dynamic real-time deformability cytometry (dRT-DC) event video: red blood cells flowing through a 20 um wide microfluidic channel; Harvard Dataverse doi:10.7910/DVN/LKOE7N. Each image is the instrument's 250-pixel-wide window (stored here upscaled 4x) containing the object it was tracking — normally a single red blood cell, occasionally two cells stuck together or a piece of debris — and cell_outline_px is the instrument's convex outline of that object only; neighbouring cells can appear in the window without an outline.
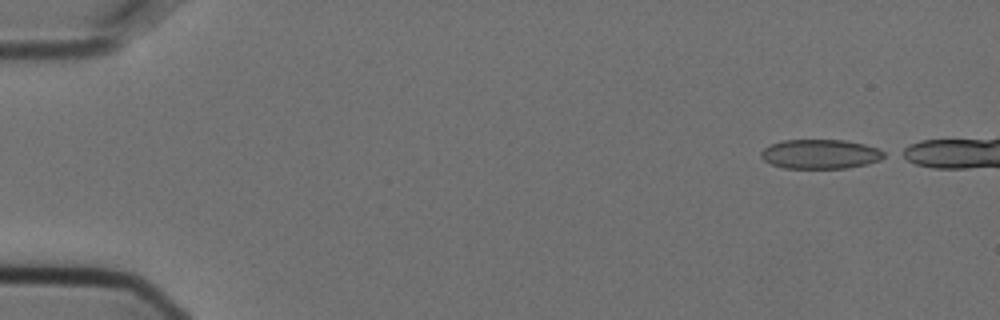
{"species": "Egyptian fruit bat (a non-hibernating species)", "species_latin": "Rousettus aegyptiacus", "temperature_condition": "cold", "stored_images_in_passage": 45, "camera_frame_rate_fps": 3000, "um_per_image_px": 0.085, "animal": {"sex": "female"}, "frame": {"image": 1, "passage_image": 1, "time_ms": 0.0, "image_size_px": [1000, 320], "cell_outline_px": [[888, 156], [880, 160], [868, 164], [848, 168], [784, 168], [772, 164], [764, 160], [760, 156], [760, 152], [764, 148], [772, 144], [784, 140], [844, 140], [864, 144], [876, 148], [884, 152]], "centroid_in_image_um": [69.75, 13.1], "position_along_channel_um": 15.2, "area_um2": 21.1}}
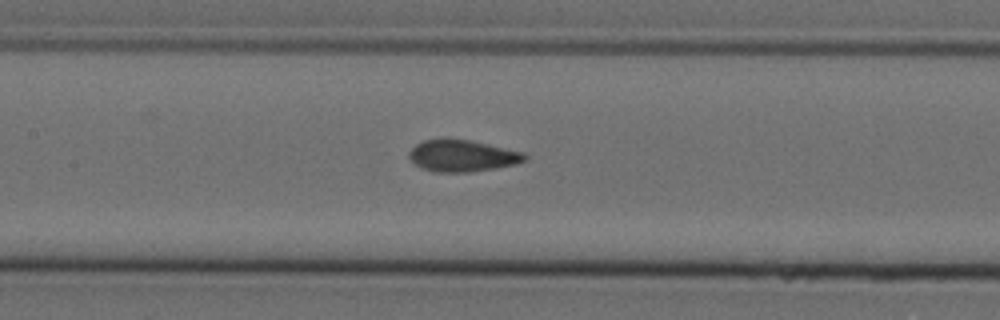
{"frame": {"image": 2, "passage_image": 23, "time_ms": 7.333, "image_size_px": [1000, 320], "cell_outline_px": [[528, 160], [516, 164], [496, 168], [468, 172], [436, 172], [420, 168], [408, 156], [408, 152], [416, 144], [424, 140], [468, 140], [524, 152], [528, 156]], "centroid_in_image_um": [39.32, 13.26], "position_along_channel_um": 168.1, "area_um2": 21.1}}
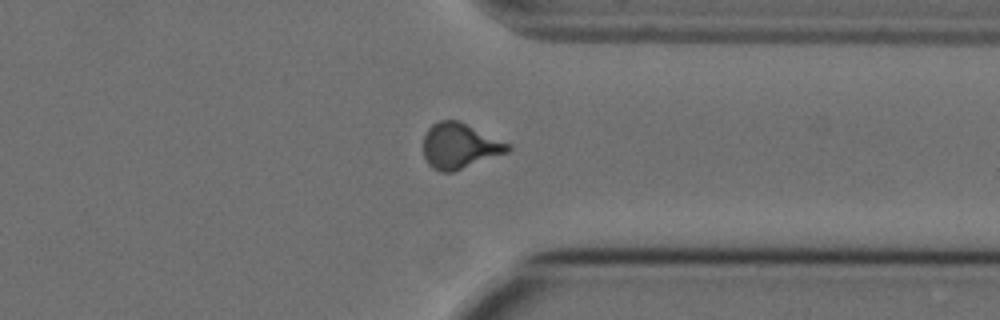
{"frame": {"image": 3, "passage_image": 40, "time_ms": 13.0, "image_size_px": [1000, 320], "cell_outline_px": [[512, 148], [508, 152], [452, 172], [440, 172], [432, 168], [428, 164], [424, 156], [424, 136], [428, 128], [432, 124], [440, 120], [460, 120], [512, 144]], "centroid_in_image_um": [39.09, 12.39], "position_along_channel_um": 372.3, "area_um2": 22.6}}